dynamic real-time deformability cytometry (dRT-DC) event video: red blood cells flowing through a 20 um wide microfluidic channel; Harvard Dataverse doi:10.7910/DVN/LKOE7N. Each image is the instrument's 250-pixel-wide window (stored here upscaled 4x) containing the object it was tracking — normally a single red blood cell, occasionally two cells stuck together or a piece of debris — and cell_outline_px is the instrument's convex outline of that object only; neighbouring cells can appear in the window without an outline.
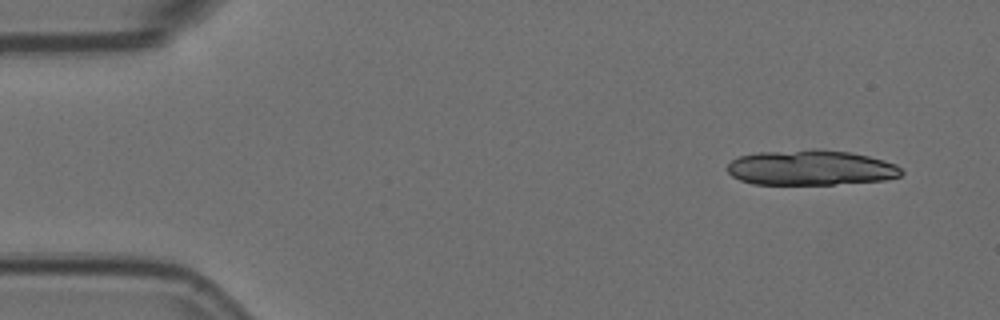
{"species": "Egyptian fruit bat (a non-hibernating species)", "species_latin": "Rousettus aegyptiacus", "temperature_condition": "room temperature", "stored_images_in_passage": 6, "segment_of_instrument_passage": [2, 2], "camera_frame_rate_fps": 3000, "um_per_image_px": 0.085, "animal": {"sex": "female"}, "frame": {"image": 1, "passage_image": 6, "time_ms": 1.667, "image_size_px": [1000, 320], "cell_outline_px": [[904, 172], [900, 176], [884, 180], [832, 184], [752, 184], [740, 180], [732, 176], [728, 172], [728, 164], [732, 160], [740, 156], [760, 152], [812, 148], [816, 148], [852, 152], [884, 160], [896, 164]], "centroid_in_image_um": [68.92, 14.24], "position_along_channel_um": 16.1, "area_um2": 35.89}}